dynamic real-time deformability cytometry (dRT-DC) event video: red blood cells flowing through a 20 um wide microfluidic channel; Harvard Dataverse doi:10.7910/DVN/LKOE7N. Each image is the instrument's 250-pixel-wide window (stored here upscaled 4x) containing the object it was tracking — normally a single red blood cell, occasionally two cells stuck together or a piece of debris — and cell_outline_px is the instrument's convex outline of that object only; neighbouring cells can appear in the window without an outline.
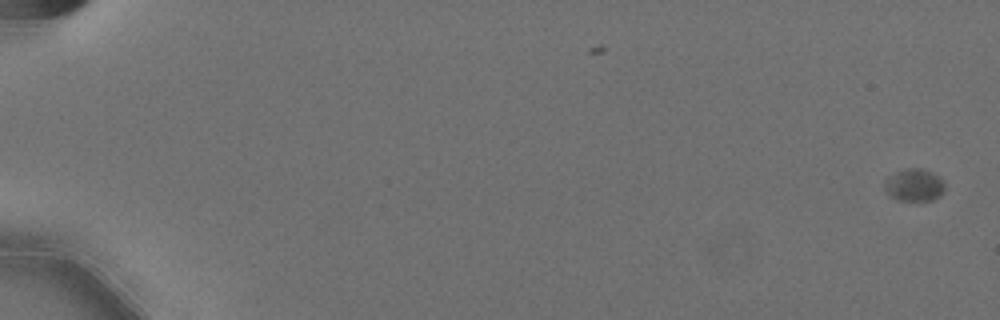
{"species": "Egyptian fruit bat (a non-hibernating species)", "species_latin": "Rousettus aegyptiacus", "temperature_condition": "cold", "stored_images_in_passage": 59, "camera_frame_rate_fps": 3000, "um_per_image_px": 0.085, "animal": {"sex": "female"}, "frame": {"image": 1, "passage_image": 1, "time_ms": 0.0, "image_size_px": [1000, 320], "cell_outline_px": [[944, 188], [940, 196], [932, 200], [896, 200], [884, 188], [884, 180], [888, 176], [896, 172], [908, 168], [920, 168], [932, 172], [944, 180]], "centroid_in_image_um": [77.71, 15.72], "position_along_channel_um": 7.3, "area_um2": 11.33}}
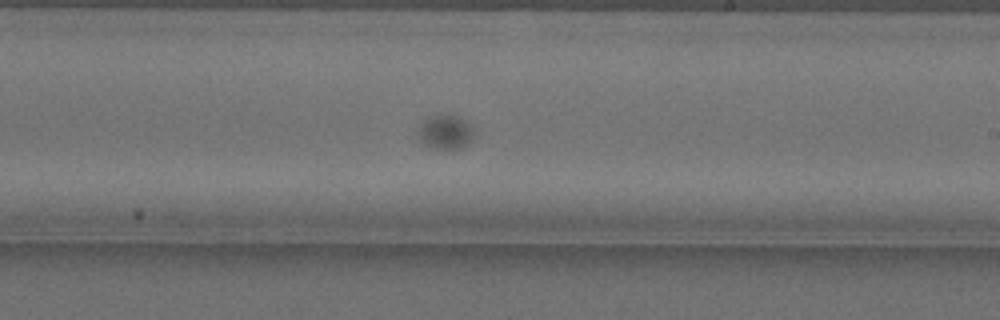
{"frame": {"image": 2, "passage_image": 37, "time_ms": 12.0, "image_size_px": [1000, 320], "cell_outline_px": [[472, 136], [464, 148], [428, 148], [416, 136], [416, 132], [420, 120], [428, 116], [440, 112], [444, 112], [456, 116], [472, 124]], "centroid_in_image_um": [37.76, 11.16], "position_along_channel_um": 251.2, "area_um2": 11.68}}
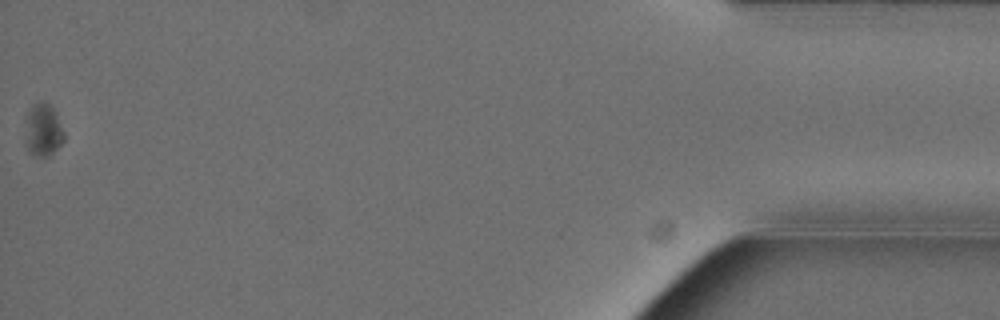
{"frame": {"image": 3, "passage_image": 59, "time_ms": 19.333, "image_size_px": [1000, 320], "cell_outline_px": [[60, 144], [48, 156], [36, 156], [28, 148], [28, 112], [32, 104], [40, 100], [48, 104], [56, 112], [60, 128]], "centroid_in_image_um": [3.65, 10.99], "position_along_channel_um": 431.5, "area_um2": 10.69}}